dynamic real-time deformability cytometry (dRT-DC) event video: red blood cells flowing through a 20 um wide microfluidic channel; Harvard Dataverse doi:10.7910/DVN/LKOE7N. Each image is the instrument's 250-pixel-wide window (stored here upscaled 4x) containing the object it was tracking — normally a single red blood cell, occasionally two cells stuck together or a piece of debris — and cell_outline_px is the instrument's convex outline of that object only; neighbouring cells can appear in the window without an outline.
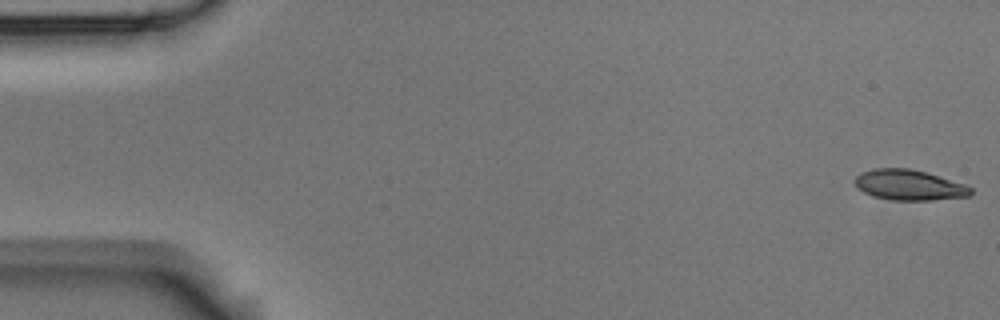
{"species": "Egyptian fruit bat (a non-hibernating species)", "species_latin": "Rousettus aegyptiacus", "temperature_condition": "room temperature", "stored_images_in_passage": 5, "segment_of_instrument_passage": [2, 2], "camera_frame_rate_fps": 3000, "um_per_image_px": 0.085, "animal": {"sex": "male"}, "frame": {"image": 1, "passage_image": 5, "time_ms": 1.333, "image_size_px": [1000, 320], "cell_outline_px": [[972, 192], [968, 196], [932, 200], [892, 200], [872, 196], [856, 188], [852, 180], [860, 172], [876, 168], [908, 168], [924, 172], [964, 184], [972, 188]], "centroid_in_image_um": [77.2, 15.73], "position_along_channel_um": 7.8, "area_um2": 20.52}}